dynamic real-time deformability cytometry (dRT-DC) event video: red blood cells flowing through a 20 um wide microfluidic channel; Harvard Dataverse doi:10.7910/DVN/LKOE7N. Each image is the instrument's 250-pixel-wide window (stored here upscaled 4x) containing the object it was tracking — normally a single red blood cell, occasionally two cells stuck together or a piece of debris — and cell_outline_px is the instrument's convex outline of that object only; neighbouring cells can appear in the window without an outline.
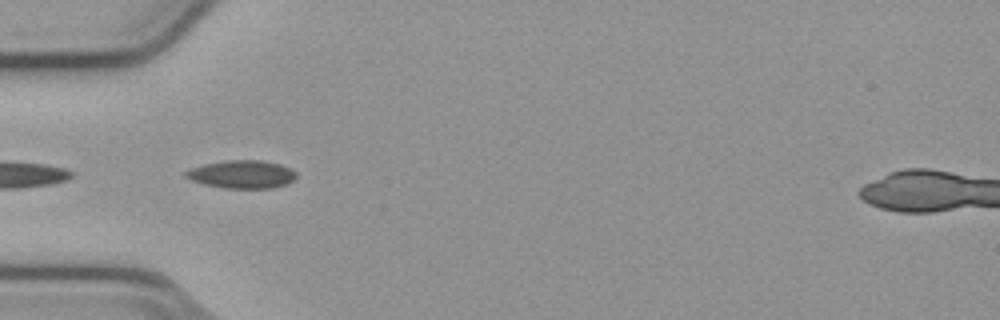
{"species": "common noctule bat (a hibernating species)", "species_latin": "Nyctalus noctula", "temperature_condition": "cold", "stored_images_in_passage": 21, "camera_frame_rate_fps": 3000, "um_per_image_px": 0.085, "animal": {"sex": "male", "body_mass_g": 23.1, "forearm_length_mm": 52.7}, "frame": {"image": 1, "passage_image": 17, "time_ms": 5.333, "image_size_px": [1000, 320], "cell_outline_px": [[296, 176], [292, 180], [284, 184], [272, 188], [224, 188], [204, 184], [192, 180], [184, 176], [184, 172], [192, 168], [204, 164], [224, 160], [260, 160], [280, 164], [296, 172]], "centroid_in_image_um": [20.53, 14.81], "position_along_channel_um": 64.5, "area_um2": 17.86}}